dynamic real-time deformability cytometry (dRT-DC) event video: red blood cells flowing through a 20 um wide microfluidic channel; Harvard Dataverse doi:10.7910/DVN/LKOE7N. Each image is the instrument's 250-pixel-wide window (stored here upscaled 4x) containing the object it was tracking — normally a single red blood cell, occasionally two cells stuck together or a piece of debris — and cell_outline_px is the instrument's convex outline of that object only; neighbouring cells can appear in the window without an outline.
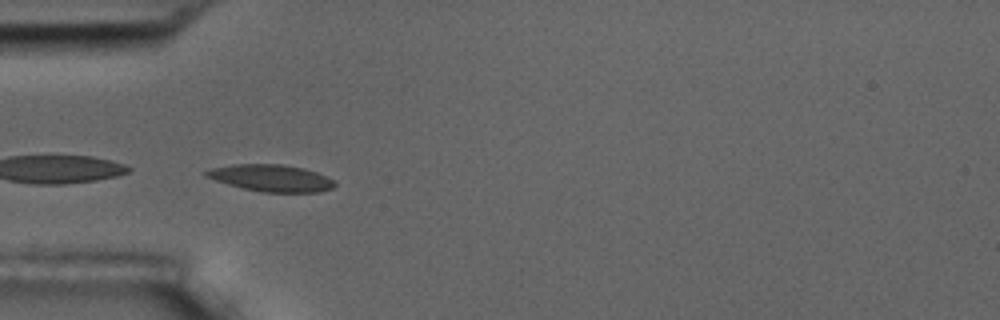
{"species": "common noctule bat (a hibernating species)", "species_latin": "Nyctalus noctula", "temperature_condition": "room temperature", "stored_images_in_passage": 6, "camera_frame_rate_fps": 3000, "um_per_image_px": 0.085, "animal": {"sex": "male", "body_mass_g": 17.5, "forearm_length_mm": 52.3}, "frame": {"image": 1, "passage_image": 5, "time_ms": 5.333, "image_size_px": [1000, 320], "cell_outline_px": [[336, 184], [332, 188], [320, 192], [260, 192], [228, 184], [204, 176], [204, 172], [212, 168], [232, 164], [280, 164], [304, 168], [316, 172], [336, 180]], "centroid_in_image_um": [23.08, 15.13], "position_along_channel_um": 61.9, "area_um2": 20.11}}